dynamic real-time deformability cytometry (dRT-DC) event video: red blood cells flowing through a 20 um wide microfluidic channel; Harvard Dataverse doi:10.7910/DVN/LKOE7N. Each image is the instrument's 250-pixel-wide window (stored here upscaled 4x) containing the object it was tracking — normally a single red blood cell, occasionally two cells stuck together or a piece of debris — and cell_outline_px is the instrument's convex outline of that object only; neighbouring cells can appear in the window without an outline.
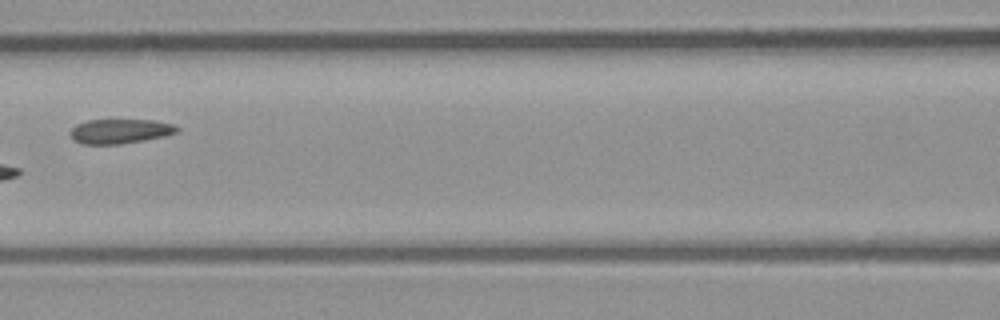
{"species": "common noctule bat (a hibernating species)", "species_latin": "Nyctalus noctula", "temperature_condition": "room temperature", "stored_images_in_passage": 8, "camera_frame_rate_fps": 3000, "um_per_image_px": 0.085, "animal": {"sex": "male", "body_mass_g": 23.1, "forearm_length_mm": 52.7}, "frame": {"image": 1, "passage_image": 7, "time_ms": 2.0, "image_size_px": [1000, 320], "cell_outline_px": [[180, 128], [176, 132], [164, 136], [144, 140], [120, 144], [80, 144], [72, 140], [68, 132], [76, 124], [88, 120], [152, 120], [176, 124]], "centroid_in_image_um": [10.17, 11.16], "position_along_channel_um": 156.4, "area_um2": 15.43}}
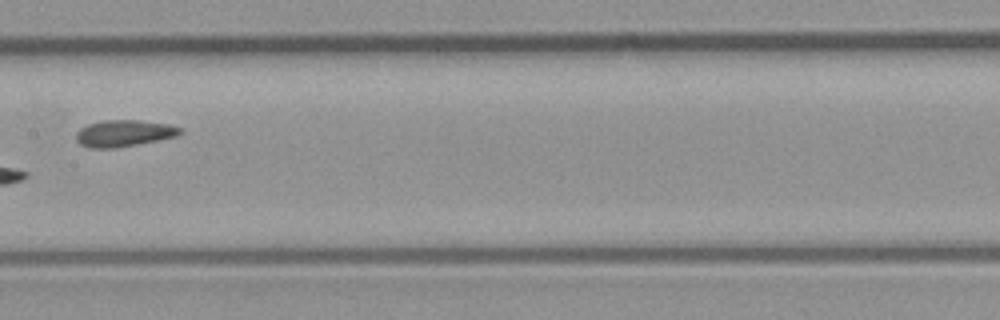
{"frame": {"image": 2, "passage_image": 8, "time_ms": 2.333, "image_size_px": [1000, 320], "cell_outline_px": [[184, 132], [176, 136], [116, 148], [88, 148], [80, 144], [76, 140], [76, 132], [80, 128], [88, 124], [104, 120], [140, 120], [168, 124], [184, 128]], "centroid_in_image_um": [10.53, 11.32], "position_along_channel_um": 196.9, "area_um2": 16.18}}